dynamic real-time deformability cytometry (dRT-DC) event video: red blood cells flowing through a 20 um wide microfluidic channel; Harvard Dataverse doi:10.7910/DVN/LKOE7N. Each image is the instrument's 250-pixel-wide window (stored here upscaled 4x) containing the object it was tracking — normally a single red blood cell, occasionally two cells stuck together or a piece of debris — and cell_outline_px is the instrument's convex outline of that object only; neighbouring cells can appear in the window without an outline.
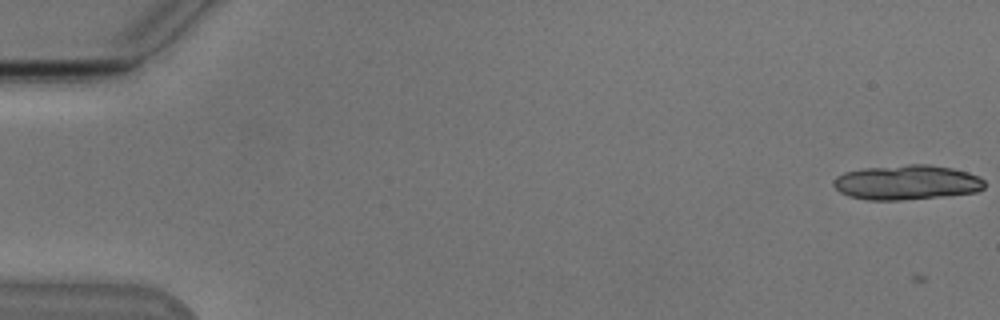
{"species": "Egyptian fruit bat (a non-hibernating species)", "species_latin": "Rousettus aegyptiacus", "temperature_condition": "cold", "stored_images_in_passage": 9, "camera_frame_rate_fps": 3000, "um_per_image_px": 0.085, "animal": {"sex": "male"}, "frame": {"image": 1, "passage_image": 2, "time_ms": 0.333, "image_size_px": [1000, 320], "cell_outline_px": [[984, 188], [976, 192], [948, 196], [900, 200], [868, 200], [848, 196], [840, 192], [832, 184], [832, 180], [836, 176], [844, 172], [864, 168], [908, 164], [928, 164], [952, 168], [968, 172], [980, 176], [984, 180]], "centroid_in_image_um": [77.07, 15.5], "position_along_channel_um": 7.9, "area_um2": 30.92}}